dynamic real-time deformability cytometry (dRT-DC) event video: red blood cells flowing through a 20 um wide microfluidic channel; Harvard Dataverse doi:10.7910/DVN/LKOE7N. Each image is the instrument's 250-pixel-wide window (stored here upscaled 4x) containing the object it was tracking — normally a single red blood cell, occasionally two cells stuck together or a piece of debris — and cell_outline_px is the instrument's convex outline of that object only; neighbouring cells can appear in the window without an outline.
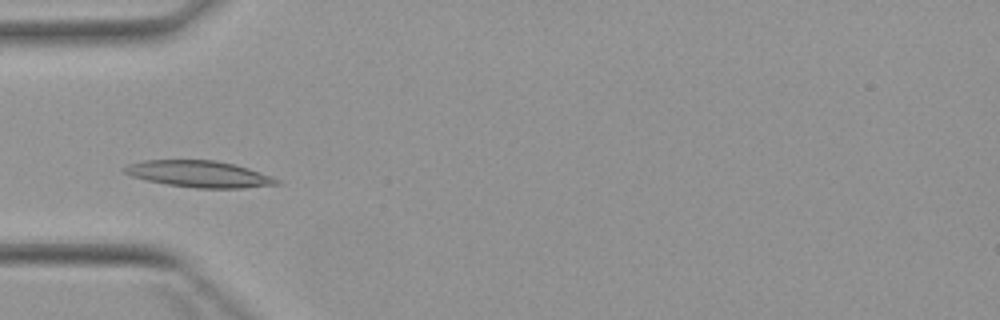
{"species": "Egyptian fruit bat (a non-hibernating species)", "species_latin": "Rousettus aegyptiacus", "temperature_condition": "warm", "stored_images_in_passage": 2, "camera_frame_rate_fps": 3000, "um_per_image_px": 0.085, "animal": {"sex": "female"}, "frame": {"image": 1, "passage_image": 2, "time_ms": 1.333, "image_size_px": [1000, 320], "cell_outline_px": [[280, 184], [244, 188], [196, 188], [168, 184], [144, 180], [132, 176], [124, 172], [120, 168], [128, 164], [144, 160], [216, 160], [236, 164], [248, 168], [280, 180]], "centroid_in_image_um": [16.89, 14.78], "position_along_channel_um": 68.1, "area_um2": 23.58}}